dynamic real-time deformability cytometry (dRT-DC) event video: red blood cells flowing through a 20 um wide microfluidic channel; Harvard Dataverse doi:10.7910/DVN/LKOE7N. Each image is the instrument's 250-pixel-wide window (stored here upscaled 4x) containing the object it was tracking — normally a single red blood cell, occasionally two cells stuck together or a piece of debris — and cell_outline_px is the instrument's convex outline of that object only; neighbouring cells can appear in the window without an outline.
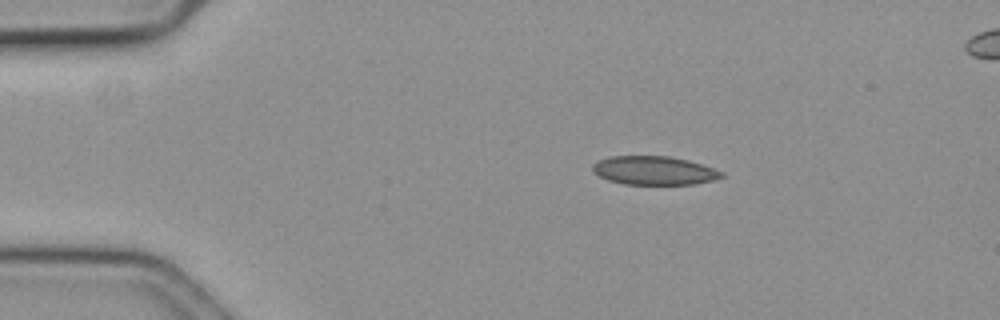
{"species": "common noctule bat (a hibernating species)", "species_latin": "Nyctalus noctula", "temperature_condition": "cold", "stored_images_in_passage": 7, "camera_frame_rate_fps": 3000, "um_per_image_px": 0.085, "animal": {"sex": "female", "body_mass_g": 19.3, "forearm_length_mm": 54.1}, "frame": {"image": 1, "passage_image": 1, "time_ms": 0.0, "image_size_px": [1000, 320], "cell_outline_px": [[724, 176], [712, 180], [692, 184], [624, 184], [608, 180], [592, 172], [592, 164], [600, 160], [612, 156], [668, 156], [700, 164], [724, 172]], "centroid_in_image_um": [55.56, 14.5], "position_along_channel_um": 29.4, "area_um2": 21.21}}